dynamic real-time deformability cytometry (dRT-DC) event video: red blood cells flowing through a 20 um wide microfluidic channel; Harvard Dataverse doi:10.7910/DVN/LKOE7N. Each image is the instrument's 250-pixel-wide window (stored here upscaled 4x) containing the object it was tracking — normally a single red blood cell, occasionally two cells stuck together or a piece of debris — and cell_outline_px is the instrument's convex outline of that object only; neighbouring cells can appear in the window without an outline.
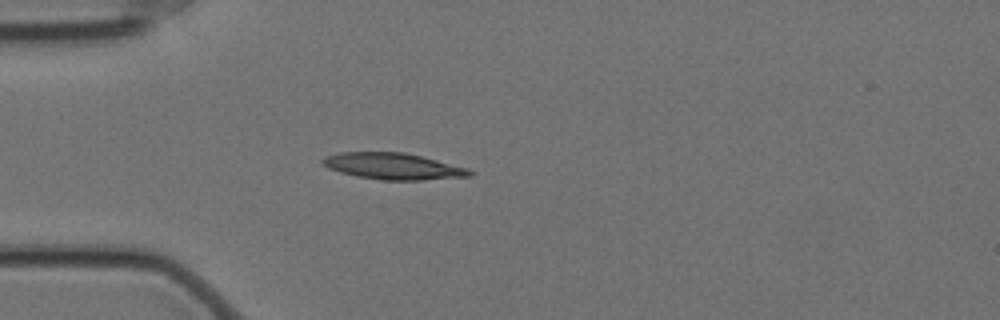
{"species": "Egyptian fruit bat (a non-hibernating species)", "species_latin": "Rousettus aegyptiacus", "temperature_condition": "cold", "stored_images_in_passage": 1, "camera_frame_rate_fps": 3000, "um_per_image_px": 0.085, "animal": {"sex": "female"}, "frame": {"image": 1, "passage_image": 1, "time_ms": 0.0, "image_size_px": [1000, 320], "cell_outline_px": [[476, 172], [472, 176], [420, 180], [384, 180], [356, 176], [340, 172], [328, 168], [320, 160], [324, 156], [340, 152], [404, 152], [468, 168]], "centroid_in_image_um": [33.41, 14.13], "position_along_channel_um": 51.6, "area_um2": 22.6}}